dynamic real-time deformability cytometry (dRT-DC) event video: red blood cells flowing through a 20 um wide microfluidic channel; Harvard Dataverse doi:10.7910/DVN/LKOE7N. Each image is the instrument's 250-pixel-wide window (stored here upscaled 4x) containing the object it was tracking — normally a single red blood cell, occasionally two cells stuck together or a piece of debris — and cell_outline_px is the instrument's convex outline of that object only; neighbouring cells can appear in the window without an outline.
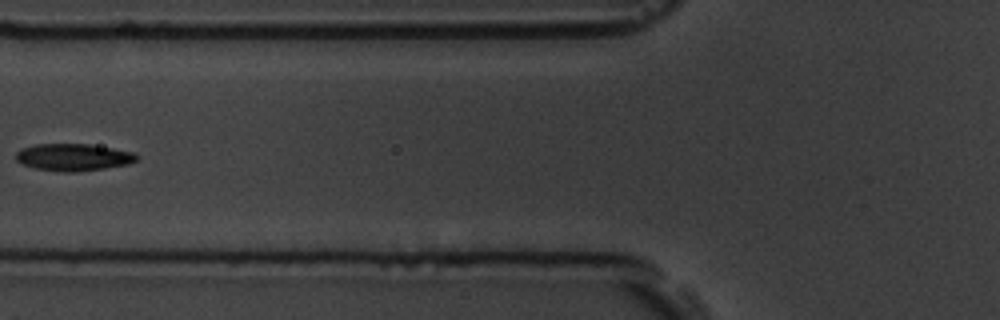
{"species": "common noctule bat (a hibernating species)", "species_latin": "Nyctalus noctula", "temperature_condition": "room temperature", "stored_images_in_passage": 3, "camera_frame_rate_fps": 3000, "um_per_image_px": 0.085, "animal": {"sex": "male", "body_mass_g": 19.5, "forearm_length_mm": 54.6}, "frame": {"image": 1, "passage_image": 2, "time_ms": 1.333, "image_size_px": [1000, 320], "cell_outline_px": [[140, 156], [136, 160], [128, 164], [104, 168], [72, 172], [60, 172], [36, 168], [24, 164], [16, 160], [16, 152], [20, 148], [36, 144], [88, 144], [136, 152]], "centroid_in_image_um": [6.25, 13.35], "position_along_channel_um": 119.6, "area_um2": 19.07}}
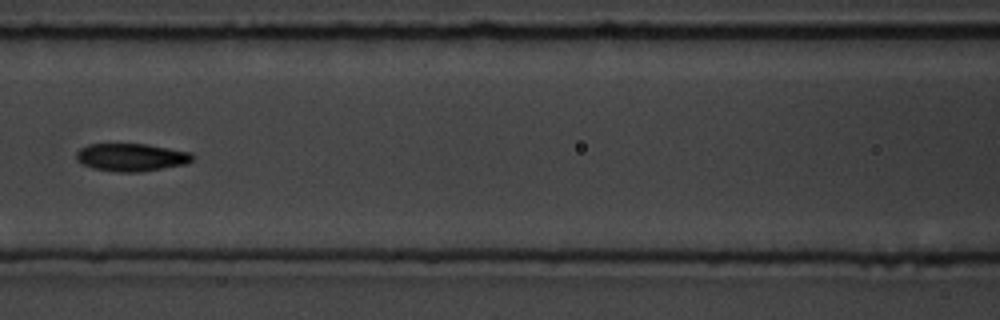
{"frame": {"image": 2, "passage_image": 3, "time_ms": 2.333, "image_size_px": [1000, 320], "cell_outline_px": [[192, 160], [184, 164], [140, 172], [116, 172], [92, 168], [76, 160], [76, 152], [80, 148], [88, 144], [148, 144], [192, 152]], "centroid_in_image_um": [11.13, 13.36], "position_along_channel_um": 155.5, "area_um2": 18.79}}